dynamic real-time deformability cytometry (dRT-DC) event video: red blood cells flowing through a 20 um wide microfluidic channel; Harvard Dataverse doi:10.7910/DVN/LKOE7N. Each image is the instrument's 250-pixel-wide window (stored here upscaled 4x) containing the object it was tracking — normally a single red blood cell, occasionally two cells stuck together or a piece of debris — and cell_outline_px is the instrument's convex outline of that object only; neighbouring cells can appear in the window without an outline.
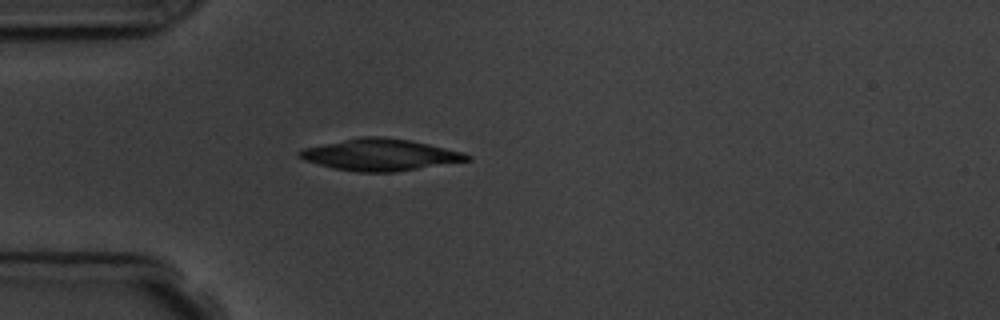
{"species": "common noctule bat (a hibernating species)", "species_latin": "Nyctalus noctula", "temperature_condition": "room temperature", "stored_images_in_passage": 6, "segment_of_instrument_passage": [2, 2], "camera_frame_rate_fps": 3000, "um_per_image_px": 0.085, "animal": {"sex": "male", "body_mass_g": 19.5, "forearm_length_mm": 54.6}, "frame": {"image": 1, "passage_image": 6, "time_ms": 6.667, "image_size_px": [1000, 320], "cell_outline_px": [[472, 160], [396, 172], [356, 172], [332, 168], [304, 160], [296, 156], [296, 152], [304, 148], [360, 136], [380, 136], [408, 140], [428, 144], [464, 152], [472, 156]], "centroid_in_image_um": [32.31, 13.16], "position_along_channel_um": 52.7, "area_um2": 31.04}}